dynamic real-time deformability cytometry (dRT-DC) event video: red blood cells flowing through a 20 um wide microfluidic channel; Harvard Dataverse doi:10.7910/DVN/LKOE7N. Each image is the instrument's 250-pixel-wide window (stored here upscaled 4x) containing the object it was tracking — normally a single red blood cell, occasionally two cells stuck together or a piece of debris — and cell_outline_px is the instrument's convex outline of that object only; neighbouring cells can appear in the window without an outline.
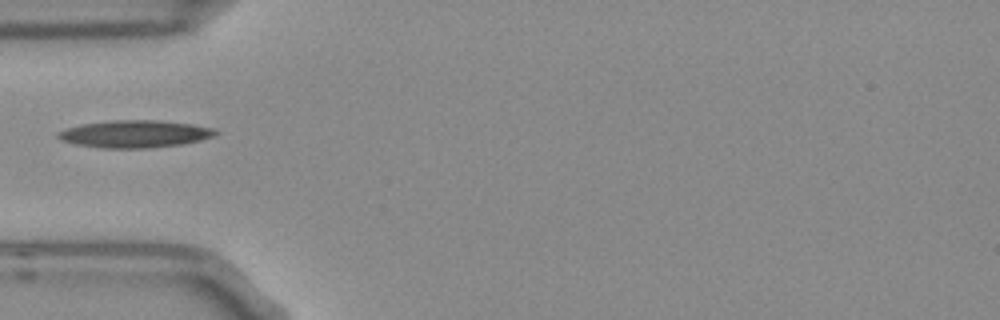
{"species": "Egyptian fruit bat (a non-hibernating species)", "species_latin": "Rousettus aegyptiacus", "temperature_condition": "room temperature", "stored_images_in_passage": 2, "camera_frame_rate_fps": 3000, "um_per_image_px": 0.085, "frame": {"image": 1, "passage_image": 1, "time_ms": 0.0, "image_size_px": [1000, 320], "cell_outline_px": [[220, 132], [212, 136], [200, 140], [180, 144], [148, 148], [104, 148], [76, 144], [60, 140], [56, 136], [56, 132], [80, 124], [112, 120], [160, 120], [192, 124], [216, 128]], "centroid_in_image_um": [11.46, 11.37], "position_along_channel_um": 73.5, "area_um2": 25.14}}
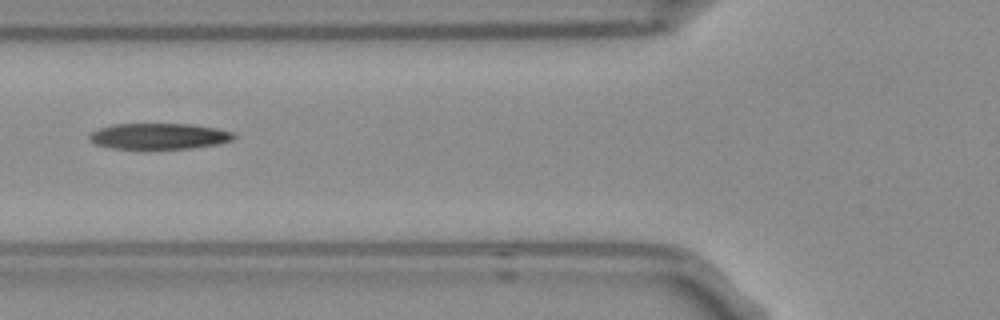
{"frame": {"image": 2, "passage_image": 2, "time_ms": 0.333, "image_size_px": [1000, 320], "cell_outline_px": [[236, 136], [232, 140], [216, 144], [192, 148], [112, 148], [96, 144], [88, 140], [88, 136], [92, 132], [100, 128], [112, 124], [192, 124], [216, 128], [236, 132]], "centroid_in_image_um": [13.53, 11.56], "position_along_channel_um": 112.3, "area_um2": 21.73}}